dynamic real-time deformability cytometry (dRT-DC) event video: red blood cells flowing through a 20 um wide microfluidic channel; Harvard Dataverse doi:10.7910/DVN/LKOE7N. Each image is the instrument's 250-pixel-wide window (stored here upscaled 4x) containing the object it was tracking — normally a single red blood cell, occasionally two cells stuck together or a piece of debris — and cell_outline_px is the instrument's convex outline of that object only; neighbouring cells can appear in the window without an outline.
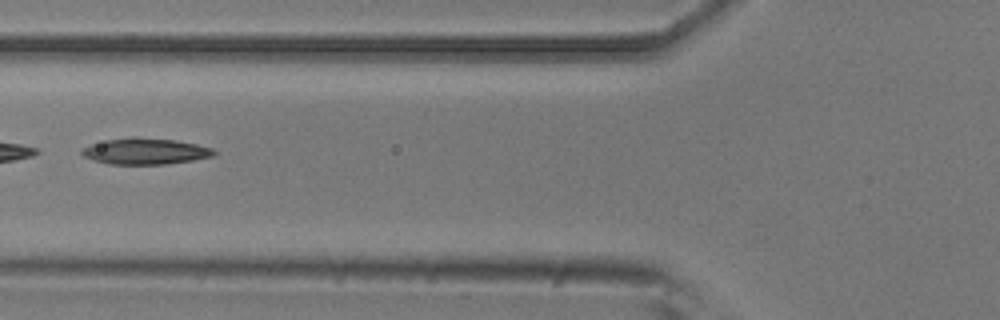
{"species": "common noctule bat (a hibernating species)", "species_latin": "Nyctalus noctula", "temperature_condition": "room temperature", "stored_images_in_passage": 5, "camera_frame_rate_fps": 3000, "um_per_image_px": 0.085, "animal": {"sex": "male", "body_mass_g": 20.5, "forearm_length_mm": 52.5}, "frame": {"image": 1, "passage_image": 4, "time_ms": 1.0, "image_size_px": [1000, 320], "cell_outline_px": [[216, 152], [212, 156], [192, 160], [164, 164], [108, 164], [84, 156], [80, 152], [80, 148], [92, 144], [108, 140], [132, 136], [136, 136], [176, 140], [196, 144], [212, 148]], "centroid_in_image_um": [12.33, 12.84], "position_along_channel_um": 113.5, "area_um2": 20.06}}
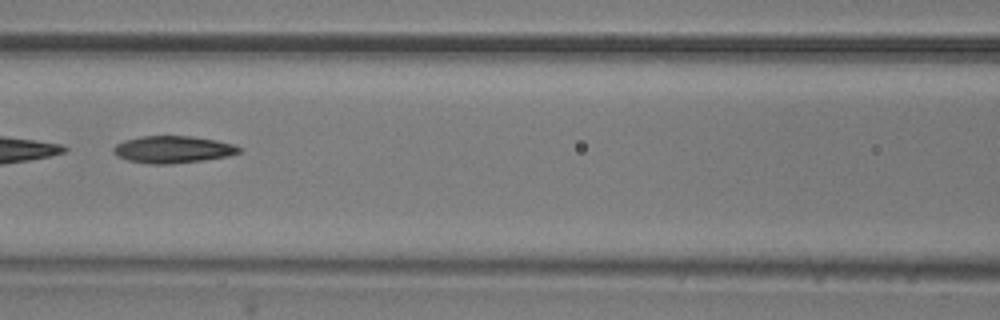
{"frame": {"image": 2, "passage_image": 5, "time_ms": 1.333, "image_size_px": [1000, 320], "cell_outline_px": [[240, 152], [228, 156], [204, 160], [168, 164], [148, 164], [128, 160], [116, 156], [112, 152], [112, 148], [116, 144], [124, 140], [144, 136], [192, 136], [216, 140], [232, 144], [240, 148]], "centroid_in_image_um": [14.65, 12.71], "position_along_channel_um": 152.0, "area_um2": 19.83}}